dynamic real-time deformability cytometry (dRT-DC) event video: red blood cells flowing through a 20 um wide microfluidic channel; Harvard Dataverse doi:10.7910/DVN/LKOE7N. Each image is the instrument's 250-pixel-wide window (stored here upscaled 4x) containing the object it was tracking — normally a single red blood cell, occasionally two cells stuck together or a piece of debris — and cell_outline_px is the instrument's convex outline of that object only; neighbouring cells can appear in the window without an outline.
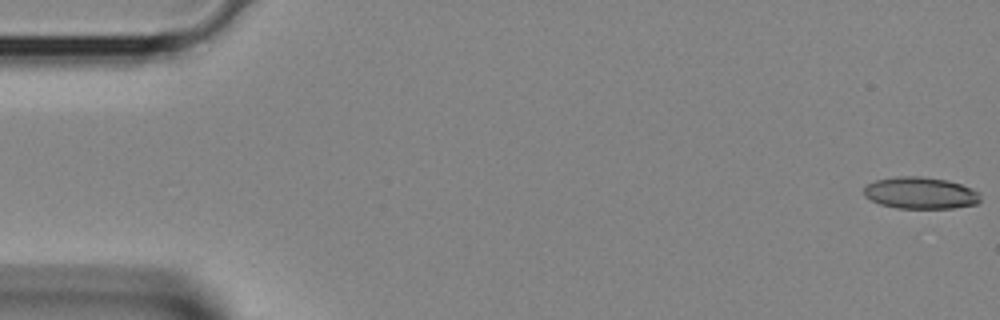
{"species": "Egyptian fruit bat (a non-hibernating species)", "species_latin": "Rousettus aegyptiacus", "temperature_condition": "room temperature", "stored_images_in_passage": 40, "camera_frame_rate_fps": 3000, "um_per_image_px": 0.085, "animal": {"sex": "female"}, "frame": {"image": 1, "passage_image": 1, "time_ms": 0.0, "image_size_px": [1000, 320], "cell_outline_px": [[980, 200], [976, 204], [952, 208], [896, 208], [880, 204], [864, 196], [864, 188], [868, 184], [876, 180], [896, 176], [924, 176], [948, 180], [972, 188], [980, 192]], "centroid_in_image_um": [78.25, 16.39], "position_along_channel_um": 6.7, "area_um2": 21.68}}
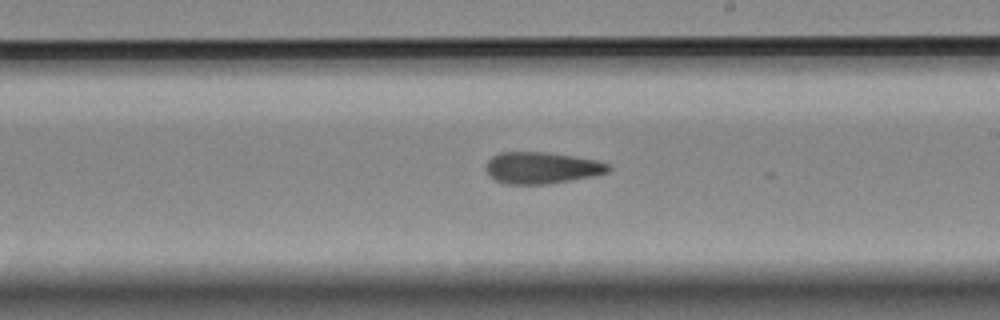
{"frame": {"image": 2, "passage_image": 23, "time_ms": 7.333, "image_size_px": [1000, 320], "cell_outline_px": [[612, 168], [608, 172], [596, 176], [548, 184], [504, 184], [496, 180], [484, 168], [488, 160], [492, 156], [500, 152], [544, 152], [572, 156], [596, 160], [608, 164]], "centroid_in_image_um": [46.06, 14.27], "position_along_channel_um": 242.9, "area_um2": 22.6}}
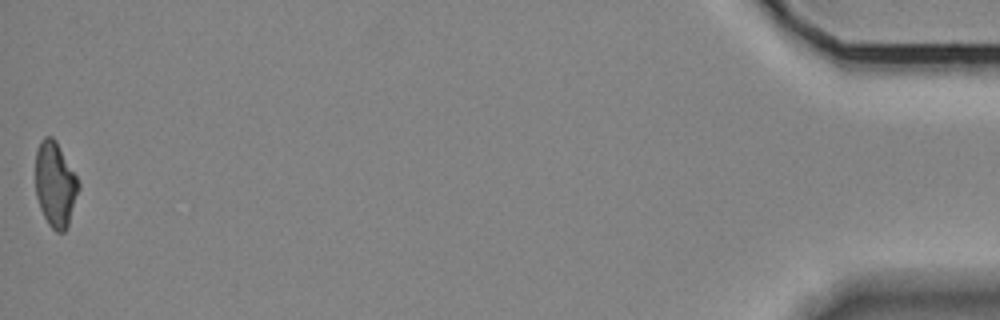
{"frame": {"image": 3, "passage_image": 40, "time_ms": 13.0, "image_size_px": [1000, 320], "cell_outline_px": [[80, 188], [68, 224], [64, 232], [56, 232], [48, 224], [40, 208], [36, 196], [36, 148], [40, 140], [44, 136], [52, 136], [56, 140], [76, 176], [80, 184]], "centroid_in_image_um": [4.69, 15.65], "position_along_channel_um": 430.5, "area_um2": 21.33}}